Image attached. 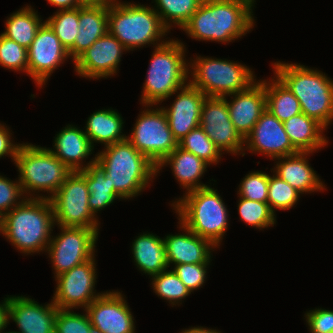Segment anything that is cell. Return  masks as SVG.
<instances>
[{
  "label": "cell",
  "instance_id": "cell-21",
  "mask_svg": "<svg viewBox=\"0 0 333 333\" xmlns=\"http://www.w3.org/2000/svg\"><path fill=\"white\" fill-rule=\"evenodd\" d=\"M234 100L227 101L230 120L245 140L266 110L265 81L253 83L248 89L233 93Z\"/></svg>",
  "mask_w": 333,
  "mask_h": 333
},
{
  "label": "cell",
  "instance_id": "cell-20",
  "mask_svg": "<svg viewBox=\"0 0 333 333\" xmlns=\"http://www.w3.org/2000/svg\"><path fill=\"white\" fill-rule=\"evenodd\" d=\"M170 109L163 108L173 137L179 141L192 129L200 126L201 108L207 97L190 83L182 87Z\"/></svg>",
  "mask_w": 333,
  "mask_h": 333
},
{
  "label": "cell",
  "instance_id": "cell-50",
  "mask_svg": "<svg viewBox=\"0 0 333 333\" xmlns=\"http://www.w3.org/2000/svg\"><path fill=\"white\" fill-rule=\"evenodd\" d=\"M4 230V214L0 212V231L3 233Z\"/></svg>",
  "mask_w": 333,
  "mask_h": 333
},
{
  "label": "cell",
  "instance_id": "cell-37",
  "mask_svg": "<svg viewBox=\"0 0 333 333\" xmlns=\"http://www.w3.org/2000/svg\"><path fill=\"white\" fill-rule=\"evenodd\" d=\"M238 211L243 221L256 228H265L274 225L275 214L268 203L252 201L240 197Z\"/></svg>",
  "mask_w": 333,
  "mask_h": 333
},
{
  "label": "cell",
  "instance_id": "cell-30",
  "mask_svg": "<svg viewBox=\"0 0 333 333\" xmlns=\"http://www.w3.org/2000/svg\"><path fill=\"white\" fill-rule=\"evenodd\" d=\"M83 170L86 172V184L90 192L89 209L93 215L113 203L116 198H120L109 183L106 173L96 163V159H92Z\"/></svg>",
  "mask_w": 333,
  "mask_h": 333
},
{
  "label": "cell",
  "instance_id": "cell-38",
  "mask_svg": "<svg viewBox=\"0 0 333 333\" xmlns=\"http://www.w3.org/2000/svg\"><path fill=\"white\" fill-rule=\"evenodd\" d=\"M300 193L279 176H269L268 204L274 213L275 209L287 210L297 202Z\"/></svg>",
  "mask_w": 333,
  "mask_h": 333
},
{
  "label": "cell",
  "instance_id": "cell-32",
  "mask_svg": "<svg viewBox=\"0 0 333 333\" xmlns=\"http://www.w3.org/2000/svg\"><path fill=\"white\" fill-rule=\"evenodd\" d=\"M42 24L37 13L25 7L10 15L2 35L28 49Z\"/></svg>",
  "mask_w": 333,
  "mask_h": 333
},
{
  "label": "cell",
  "instance_id": "cell-8",
  "mask_svg": "<svg viewBox=\"0 0 333 333\" xmlns=\"http://www.w3.org/2000/svg\"><path fill=\"white\" fill-rule=\"evenodd\" d=\"M15 163L20 172L19 183L23 193L29 190L49 191L52 195L73 172L50 149L30 144H21Z\"/></svg>",
  "mask_w": 333,
  "mask_h": 333
},
{
  "label": "cell",
  "instance_id": "cell-15",
  "mask_svg": "<svg viewBox=\"0 0 333 333\" xmlns=\"http://www.w3.org/2000/svg\"><path fill=\"white\" fill-rule=\"evenodd\" d=\"M93 330L101 333H134V319L120 292H106L86 308Z\"/></svg>",
  "mask_w": 333,
  "mask_h": 333
},
{
  "label": "cell",
  "instance_id": "cell-39",
  "mask_svg": "<svg viewBox=\"0 0 333 333\" xmlns=\"http://www.w3.org/2000/svg\"><path fill=\"white\" fill-rule=\"evenodd\" d=\"M0 64L9 69L23 70L28 73L27 49L1 34Z\"/></svg>",
  "mask_w": 333,
  "mask_h": 333
},
{
  "label": "cell",
  "instance_id": "cell-19",
  "mask_svg": "<svg viewBox=\"0 0 333 333\" xmlns=\"http://www.w3.org/2000/svg\"><path fill=\"white\" fill-rule=\"evenodd\" d=\"M57 313L53 302L43 307L27 297H9L8 318L20 328L11 333H55Z\"/></svg>",
  "mask_w": 333,
  "mask_h": 333
},
{
  "label": "cell",
  "instance_id": "cell-18",
  "mask_svg": "<svg viewBox=\"0 0 333 333\" xmlns=\"http://www.w3.org/2000/svg\"><path fill=\"white\" fill-rule=\"evenodd\" d=\"M244 142L248 143L247 148L251 151L261 152L273 159L298 153L290 142L283 122L267 109L262 113Z\"/></svg>",
  "mask_w": 333,
  "mask_h": 333
},
{
  "label": "cell",
  "instance_id": "cell-29",
  "mask_svg": "<svg viewBox=\"0 0 333 333\" xmlns=\"http://www.w3.org/2000/svg\"><path fill=\"white\" fill-rule=\"evenodd\" d=\"M123 120L114 110H100L93 113L86 124L85 134L91 144L93 141L105 143V146L112 145L127 139L121 135Z\"/></svg>",
  "mask_w": 333,
  "mask_h": 333
},
{
  "label": "cell",
  "instance_id": "cell-7",
  "mask_svg": "<svg viewBox=\"0 0 333 333\" xmlns=\"http://www.w3.org/2000/svg\"><path fill=\"white\" fill-rule=\"evenodd\" d=\"M167 30L152 8L117 2L108 6V32L127 50L154 43Z\"/></svg>",
  "mask_w": 333,
  "mask_h": 333
},
{
  "label": "cell",
  "instance_id": "cell-24",
  "mask_svg": "<svg viewBox=\"0 0 333 333\" xmlns=\"http://www.w3.org/2000/svg\"><path fill=\"white\" fill-rule=\"evenodd\" d=\"M309 152H298L290 156L279 157L276 166V175L286 181L297 192H313L323 190V183L315 171L309 167L306 155Z\"/></svg>",
  "mask_w": 333,
  "mask_h": 333
},
{
  "label": "cell",
  "instance_id": "cell-44",
  "mask_svg": "<svg viewBox=\"0 0 333 333\" xmlns=\"http://www.w3.org/2000/svg\"><path fill=\"white\" fill-rule=\"evenodd\" d=\"M306 314V321L312 333H333V311L315 309Z\"/></svg>",
  "mask_w": 333,
  "mask_h": 333
},
{
  "label": "cell",
  "instance_id": "cell-10",
  "mask_svg": "<svg viewBox=\"0 0 333 333\" xmlns=\"http://www.w3.org/2000/svg\"><path fill=\"white\" fill-rule=\"evenodd\" d=\"M89 195L86 172L73 171L50 198L54 221L62 227H85L98 232L97 220L89 209Z\"/></svg>",
  "mask_w": 333,
  "mask_h": 333
},
{
  "label": "cell",
  "instance_id": "cell-1",
  "mask_svg": "<svg viewBox=\"0 0 333 333\" xmlns=\"http://www.w3.org/2000/svg\"><path fill=\"white\" fill-rule=\"evenodd\" d=\"M251 0L201 2L183 30L195 39L228 42L253 26Z\"/></svg>",
  "mask_w": 333,
  "mask_h": 333
},
{
  "label": "cell",
  "instance_id": "cell-41",
  "mask_svg": "<svg viewBox=\"0 0 333 333\" xmlns=\"http://www.w3.org/2000/svg\"><path fill=\"white\" fill-rule=\"evenodd\" d=\"M93 330L88 314H76L70 309H58L55 333H90Z\"/></svg>",
  "mask_w": 333,
  "mask_h": 333
},
{
  "label": "cell",
  "instance_id": "cell-27",
  "mask_svg": "<svg viewBox=\"0 0 333 333\" xmlns=\"http://www.w3.org/2000/svg\"><path fill=\"white\" fill-rule=\"evenodd\" d=\"M132 247L134 261L145 274L153 276L169 267L164 239L143 233L134 240Z\"/></svg>",
  "mask_w": 333,
  "mask_h": 333
},
{
  "label": "cell",
  "instance_id": "cell-31",
  "mask_svg": "<svg viewBox=\"0 0 333 333\" xmlns=\"http://www.w3.org/2000/svg\"><path fill=\"white\" fill-rule=\"evenodd\" d=\"M265 94L266 109L281 122L302 113L296 96L277 77L273 83L268 84L265 81Z\"/></svg>",
  "mask_w": 333,
  "mask_h": 333
},
{
  "label": "cell",
  "instance_id": "cell-34",
  "mask_svg": "<svg viewBox=\"0 0 333 333\" xmlns=\"http://www.w3.org/2000/svg\"><path fill=\"white\" fill-rule=\"evenodd\" d=\"M155 2L161 10L160 12L157 10L156 13L167 29L170 28L167 20L183 28L201 4L200 0H155Z\"/></svg>",
  "mask_w": 333,
  "mask_h": 333
},
{
  "label": "cell",
  "instance_id": "cell-2",
  "mask_svg": "<svg viewBox=\"0 0 333 333\" xmlns=\"http://www.w3.org/2000/svg\"><path fill=\"white\" fill-rule=\"evenodd\" d=\"M54 222L49 198H26L9 212L6 211L2 234L24 253L39 252L49 245Z\"/></svg>",
  "mask_w": 333,
  "mask_h": 333
},
{
  "label": "cell",
  "instance_id": "cell-22",
  "mask_svg": "<svg viewBox=\"0 0 333 333\" xmlns=\"http://www.w3.org/2000/svg\"><path fill=\"white\" fill-rule=\"evenodd\" d=\"M180 224L187 234L168 235L164 239L169 264H209L210 246H217Z\"/></svg>",
  "mask_w": 333,
  "mask_h": 333
},
{
  "label": "cell",
  "instance_id": "cell-23",
  "mask_svg": "<svg viewBox=\"0 0 333 333\" xmlns=\"http://www.w3.org/2000/svg\"><path fill=\"white\" fill-rule=\"evenodd\" d=\"M74 46L68 51L75 60L108 32V6L79 7V27Z\"/></svg>",
  "mask_w": 333,
  "mask_h": 333
},
{
  "label": "cell",
  "instance_id": "cell-52",
  "mask_svg": "<svg viewBox=\"0 0 333 333\" xmlns=\"http://www.w3.org/2000/svg\"><path fill=\"white\" fill-rule=\"evenodd\" d=\"M90 333H101V332H98V331L92 330Z\"/></svg>",
  "mask_w": 333,
  "mask_h": 333
},
{
  "label": "cell",
  "instance_id": "cell-47",
  "mask_svg": "<svg viewBox=\"0 0 333 333\" xmlns=\"http://www.w3.org/2000/svg\"><path fill=\"white\" fill-rule=\"evenodd\" d=\"M8 308L9 297L5 298L3 304H0V333H2V330L6 328V325L9 323Z\"/></svg>",
  "mask_w": 333,
  "mask_h": 333
},
{
  "label": "cell",
  "instance_id": "cell-14",
  "mask_svg": "<svg viewBox=\"0 0 333 333\" xmlns=\"http://www.w3.org/2000/svg\"><path fill=\"white\" fill-rule=\"evenodd\" d=\"M200 127L222 152L242 151L244 139L230 120L226 97H206L201 108Z\"/></svg>",
  "mask_w": 333,
  "mask_h": 333
},
{
  "label": "cell",
  "instance_id": "cell-33",
  "mask_svg": "<svg viewBox=\"0 0 333 333\" xmlns=\"http://www.w3.org/2000/svg\"><path fill=\"white\" fill-rule=\"evenodd\" d=\"M178 147L193 153L209 165L210 163H216L221 156L220 150L200 126L192 129L186 136L179 140Z\"/></svg>",
  "mask_w": 333,
  "mask_h": 333
},
{
  "label": "cell",
  "instance_id": "cell-11",
  "mask_svg": "<svg viewBox=\"0 0 333 333\" xmlns=\"http://www.w3.org/2000/svg\"><path fill=\"white\" fill-rule=\"evenodd\" d=\"M127 140L156 166L178 147L163 108L143 111Z\"/></svg>",
  "mask_w": 333,
  "mask_h": 333
},
{
  "label": "cell",
  "instance_id": "cell-9",
  "mask_svg": "<svg viewBox=\"0 0 333 333\" xmlns=\"http://www.w3.org/2000/svg\"><path fill=\"white\" fill-rule=\"evenodd\" d=\"M196 59L192 65L194 78L189 83L207 97L224 98L227 94L230 96L244 91L255 83L253 73L244 65L221 59Z\"/></svg>",
  "mask_w": 333,
  "mask_h": 333
},
{
  "label": "cell",
  "instance_id": "cell-36",
  "mask_svg": "<svg viewBox=\"0 0 333 333\" xmlns=\"http://www.w3.org/2000/svg\"><path fill=\"white\" fill-rule=\"evenodd\" d=\"M152 277L155 293L158 294V296L169 300L173 305L176 301V303H178L180 299L185 298L191 293L173 270H164Z\"/></svg>",
  "mask_w": 333,
  "mask_h": 333
},
{
  "label": "cell",
  "instance_id": "cell-46",
  "mask_svg": "<svg viewBox=\"0 0 333 333\" xmlns=\"http://www.w3.org/2000/svg\"><path fill=\"white\" fill-rule=\"evenodd\" d=\"M50 4L57 6L60 10H71L81 7L78 0H47Z\"/></svg>",
  "mask_w": 333,
  "mask_h": 333
},
{
  "label": "cell",
  "instance_id": "cell-51",
  "mask_svg": "<svg viewBox=\"0 0 333 333\" xmlns=\"http://www.w3.org/2000/svg\"><path fill=\"white\" fill-rule=\"evenodd\" d=\"M201 2L215 1V0H200Z\"/></svg>",
  "mask_w": 333,
  "mask_h": 333
},
{
  "label": "cell",
  "instance_id": "cell-12",
  "mask_svg": "<svg viewBox=\"0 0 333 333\" xmlns=\"http://www.w3.org/2000/svg\"><path fill=\"white\" fill-rule=\"evenodd\" d=\"M60 228L61 234L51 239L47 247L56 276L93 258L98 237L95 229L62 226Z\"/></svg>",
  "mask_w": 333,
  "mask_h": 333
},
{
  "label": "cell",
  "instance_id": "cell-35",
  "mask_svg": "<svg viewBox=\"0 0 333 333\" xmlns=\"http://www.w3.org/2000/svg\"><path fill=\"white\" fill-rule=\"evenodd\" d=\"M45 22L59 38L63 47L69 51L74 46L79 33V8L60 10Z\"/></svg>",
  "mask_w": 333,
  "mask_h": 333
},
{
  "label": "cell",
  "instance_id": "cell-6",
  "mask_svg": "<svg viewBox=\"0 0 333 333\" xmlns=\"http://www.w3.org/2000/svg\"><path fill=\"white\" fill-rule=\"evenodd\" d=\"M184 52L181 42L171 40L158 43L144 84L143 104H156L185 86L188 67L184 60Z\"/></svg>",
  "mask_w": 333,
  "mask_h": 333
},
{
  "label": "cell",
  "instance_id": "cell-26",
  "mask_svg": "<svg viewBox=\"0 0 333 333\" xmlns=\"http://www.w3.org/2000/svg\"><path fill=\"white\" fill-rule=\"evenodd\" d=\"M283 125L290 142L298 152L312 153L328 142L322 136L325 127L304 113L294 115L283 122Z\"/></svg>",
  "mask_w": 333,
  "mask_h": 333
},
{
  "label": "cell",
  "instance_id": "cell-42",
  "mask_svg": "<svg viewBox=\"0 0 333 333\" xmlns=\"http://www.w3.org/2000/svg\"><path fill=\"white\" fill-rule=\"evenodd\" d=\"M207 265L208 264H178L175 265L173 271L189 291L192 292L203 285Z\"/></svg>",
  "mask_w": 333,
  "mask_h": 333
},
{
  "label": "cell",
  "instance_id": "cell-49",
  "mask_svg": "<svg viewBox=\"0 0 333 333\" xmlns=\"http://www.w3.org/2000/svg\"><path fill=\"white\" fill-rule=\"evenodd\" d=\"M182 333H220L217 332L216 330H212V329H206V328H202V327H194L188 330L183 331Z\"/></svg>",
  "mask_w": 333,
  "mask_h": 333
},
{
  "label": "cell",
  "instance_id": "cell-17",
  "mask_svg": "<svg viewBox=\"0 0 333 333\" xmlns=\"http://www.w3.org/2000/svg\"><path fill=\"white\" fill-rule=\"evenodd\" d=\"M123 50L127 49L107 32L74 60L75 69L84 77L106 78L116 72Z\"/></svg>",
  "mask_w": 333,
  "mask_h": 333
},
{
  "label": "cell",
  "instance_id": "cell-13",
  "mask_svg": "<svg viewBox=\"0 0 333 333\" xmlns=\"http://www.w3.org/2000/svg\"><path fill=\"white\" fill-rule=\"evenodd\" d=\"M94 257L81 265L73 267L56 276L57 290L53 297V304L58 309H72L76 306L85 308L102 294L94 295L95 263ZM94 293V294H93Z\"/></svg>",
  "mask_w": 333,
  "mask_h": 333
},
{
  "label": "cell",
  "instance_id": "cell-43",
  "mask_svg": "<svg viewBox=\"0 0 333 333\" xmlns=\"http://www.w3.org/2000/svg\"><path fill=\"white\" fill-rule=\"evenodd\" d=\"M23 195V191L20 183L10 181L5 177L0 176V212L5 214L4 211H10L21 202L16 203L15 201ZM16 203V204H15ZM15 205V206H14ZM10 208V209H9Z\"/></svg>",
  "mask_w": 333,
  "mask_h": 333
},
{
  "label": "cell",
  "instance_id": "cell-5",
  "mask_svg": "<svg viewBox=\"0 0 333 333\" xmlns=\"http://www.w3.org/2000/svg\"><path fill=\"white\" fill-rule=\"evenodd\" d=\"M216 191L209 186L191 190L173 206L186 228L218 246L228 228V216L223 200Z\"/></svg>",
  "mask_w": 333,
  "mask_h": 333
},
{
  "label": "cell",
  "instance_id": "cell-3",
  "mask_svg": "<svg viewBox=\"0 0 333 333\" xmlns=\"http://www.w3.org/2000/svg\"><path fill=\"white\" fill-rule=\"evenodd\" d=\"M105 149L96 155V163L106 173L109 183L121 199L136 196L157 173V166L127 139Z\"/></svg>",
  "mask_w": 333,
  "mask_h": 333
},
{
  "label": "cell",
  "instance_id": "cell-48",
  "mask_svg": "<svg viewBox=\"0 0 333 333\" xmlns=\"http://www.w3.org/2000/svg\"><path fill=\"white\" fill-rule=\"evenodd\" d=\"M81 6H109L115 3V0H78Z\"/></svg>",
  "mask_w": 333,
  "mask_h": 333
},
{
  "label": "cell",
  "instance_id": "cell-45",
  "mask_svg": "<svg viewBox=\"0 0 333 333\" xmlns=\"http://www.w3.org/2000/svg\"><path fill=\"white\" fill-rule=\"evenodd\" d=\"M9 131L5 126L0 124V158L4 156V154H10L12 159L15 161L16 153L20 145H14L10 141Z\"/></svg>",
  "mask_w": 333,
  "mask_h": 333
},
{
  "label": "cell",
  "instance_id": "cell-16",
  "mask_svg": "<svg viewBox=\"0 0 333 333\" xmlns=\"http://www.w3.org/2000/svg\"><path fill=\"white\" fill-rule=\"evenodd\" d=\"M28 74L42 86L57 66L69 57L68 51L63 47L59 38L44 22L27 49Z\"/></svg>",
  "mask_w": 333,
  "mask_h": 333
},
{
  "label": "cell",
  "instance_id": "cell-25",
  "mask_svg": "<svg viewBox=\"0 0 333 333\" xmlns=\"http://www.w3.org/2000/svg\"><path fill=\"white\" fill-rule=\"evenodd\" d=\"M54 141L56 149L55 151L51 150V152L57 158L71 171L84 169L79 161L90 155L94 147L84 131L69 125L57 134Z\"/></svg>",
  "mask_w": 333,
  "mask_h": 333
},
{
  "label": "cell",
  "instance_id": "cell-28",
  "mask_svg": "<svg viewBox=\"0 0 333 333\" xmlns=\"http://www.w3.org/2000/svg\"><path fill=\"white\" fill-rule=\"evenodd\" d=\"M165 163L172 166L174 176L188 192L207 187L205 184L198 183V179L205 172L208 164L193 153L177 147L157 166V172Z\"/></svg>",
  "mask_w": 333,
  "mask_h": 333
},
{
  "label": "cell",
  "instance_id": "cell-40",
  "mask_svg": "<svg viewBox=\"0 0 333 333\" xmlns=\"http://www.w3.org/2000/svg\"><path fill=\"white\" fill-rule=\"evenodd\" d=\"M239 195L243 198L268 203L269 175L253 172L240 183Z\"/></svg>",
  "mask_w": 333,
  "mask_h": 333
},
{
  "label": "cell",
  "instance_id": "cell-4",
  "mask_svg": "<svg viewBox=\"0 0 333 333\" xmlns=\"http://www.w3.org/2000/svg\"><path fill=\"white\" fill-rule=\"evenodd\" d=\"M276 77L296 96L302 113L325 128L333 118V81L303 65L274 63Z\"/></svg>",
  "mask_w": 333,
  "mask_h": 333
}]
</instances>
